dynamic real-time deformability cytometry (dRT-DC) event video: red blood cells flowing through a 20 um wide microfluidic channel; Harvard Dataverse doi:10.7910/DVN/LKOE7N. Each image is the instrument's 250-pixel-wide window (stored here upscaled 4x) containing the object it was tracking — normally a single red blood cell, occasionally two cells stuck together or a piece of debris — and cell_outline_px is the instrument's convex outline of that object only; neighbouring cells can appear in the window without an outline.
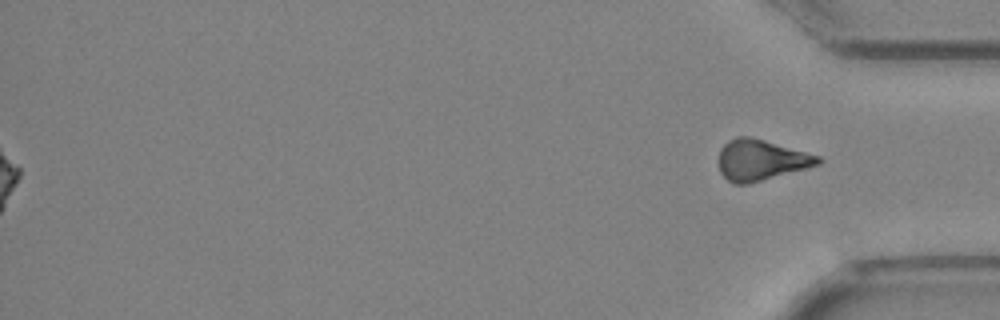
{"species": "Egyptian fruit bat (a non-hibernating species)", "species_latin": "Rousettus aegyptiacus", "temperature_condition": "cold", "stored_images_in_passage": 47, "segment_of_instrument_passage": [2, 2], "camera_frame_rate_fps": 3000, "um_per_image_px": 0.085, "animal": {"sex": "female"}, "frame": {"image": 1, "passage_image": 47, "time_ms": 15.333, "image_size_px": [1000, 320], "cell_outline_px": [[824, 160], [820, 164], [748, 184], [736, 184], [728, 180], [720, 172], [716, 160], [720, 148], [728, 140], [736, 136], [748, 136], [764, 140], [820, 156]], "centroid_in_image_um": [64.63, 13.59], "position_along_channel_um": 370.6, "area_um2": 23.7}}